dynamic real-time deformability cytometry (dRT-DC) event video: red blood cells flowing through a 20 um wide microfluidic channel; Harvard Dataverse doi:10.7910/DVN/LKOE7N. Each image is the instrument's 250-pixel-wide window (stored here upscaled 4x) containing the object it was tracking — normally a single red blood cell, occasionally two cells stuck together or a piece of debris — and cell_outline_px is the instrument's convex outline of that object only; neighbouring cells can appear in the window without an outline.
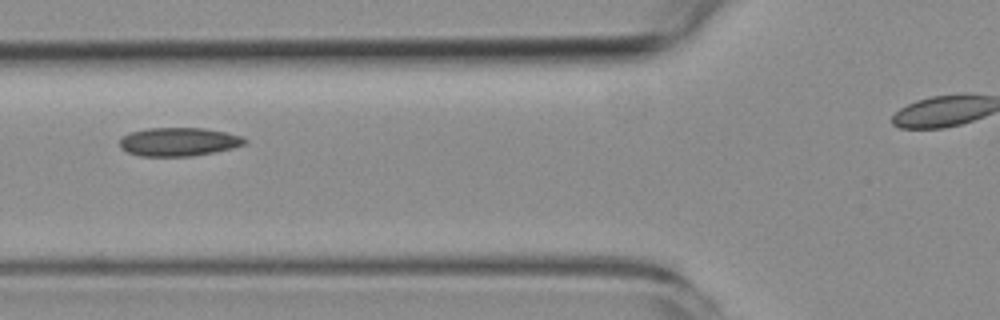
{"species": "common noctule bat (a hibernating species)", "species_latin": "Nyctalus noctula", "temperature_condition": "room temperature", "stored_images_in_passage": 10, "camera_frame_rate_fps": 3000, "um_per_image_px": 0.085, "animal": {"sex": "female", "body_mass_g": 19.3, "forearm_length_mm": 54.1}, "frame": {"image": 1, "passage_image": 6, "time_ms": 6.0, "image_size_px": [1000, 320], "cell_outline_px": [[248, 140], [244, 144], [232, 148], [216, 152], [192, 156], [140, 156], [128, 152], [120, 148], [120, 136], [128, 132], [148, 128], [204, 128], [228, 132], [244, 136]], "centroid_in_image_um": [15.19, 12.04], "position_along_channel_um": 110.6, "area_um2": 21.1}}
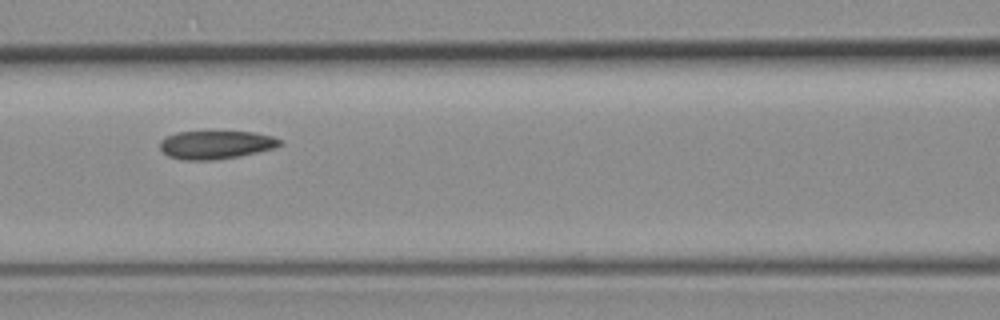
{"frame": {"image": 2, "passage_image": 7, "time_ms": 7.0, "image_size_px": [1000, 320], "cell_outline_px": [[284, 144], [276, 148], [240, 156], [212, 160], [188, 160], [168, 156], [160, 148], [160, 140], [164, 136], [176, 132], [252, 132], [272, 136], [284, 140]], "centroid_in_image_um": [18.39, 12.3], "position_along_channel_um": 148.2, "area_um2": 19.88}}